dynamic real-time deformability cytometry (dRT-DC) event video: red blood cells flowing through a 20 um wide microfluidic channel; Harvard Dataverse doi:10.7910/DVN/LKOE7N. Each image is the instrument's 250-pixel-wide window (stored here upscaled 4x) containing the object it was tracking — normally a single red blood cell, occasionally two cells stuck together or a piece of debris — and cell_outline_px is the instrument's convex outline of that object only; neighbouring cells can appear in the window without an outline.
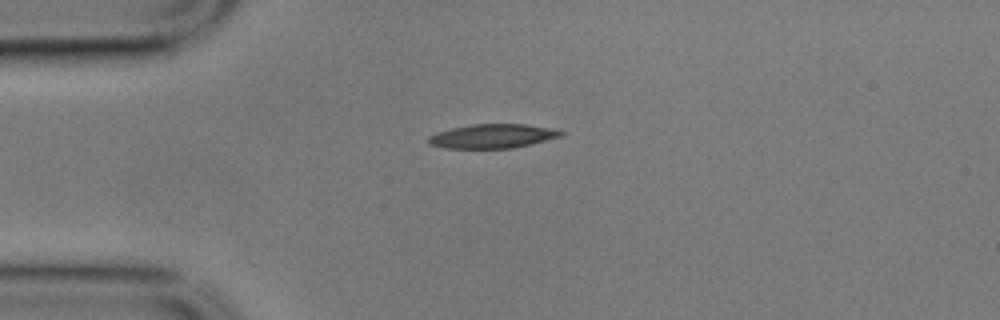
{"species": "common noctule bat (a hibernating species)", "species_latin": "Nyctalus noctula", "temperature_condition": "cold", "stored_images_in_passage": 45, "camera_frame_rate_fps": 3000, "um_per_image_px": 0.085, "animal": {"sex": "male", "body_mass_g": 17.9}, "frame": {"image": 1, "passage_image": 1, "time_ms": 0.0, "image_size_px": [1000, 320], "cell_outline_px": [[564, 136], [512, 148], [444, 148], [428, 144], [424, 140], [428, 136], [436, 132], [452, 128], [472, 124], [528, 124], [556, 128], [564, 132]], "centroid_in_image_um": [41.86, 11.56], "position_along_channel_um": 43.1, "area_um2": 18.9}}
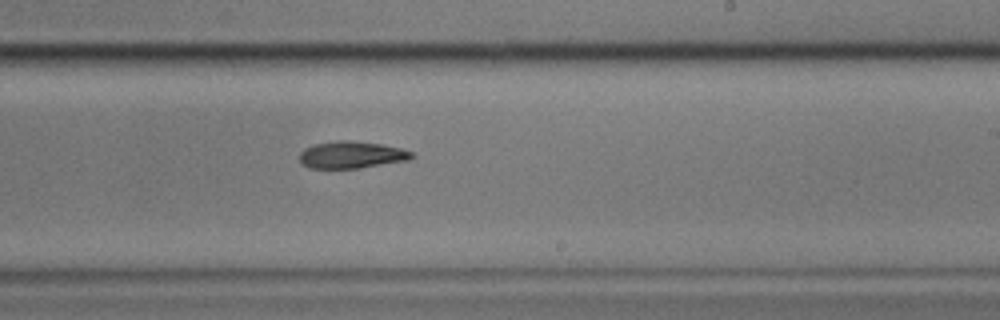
{"frame": {"image": 2, "passage_image": 21, "time_ms": 6.667, "image_size_px": [1000, 320], "cell_outline_px": [[416, 156], [408, 160], [360, 168], [308, 168], [300, 160], [300, 152], [304, 148], [312, 144], [336, 140], [352, 140], [384, 144], [400, 148], [412, 152]], "centroid_in_image_um": [29.88, 13.14], "position_along_channel_um": 259.1, "area_um2": 17.86}}
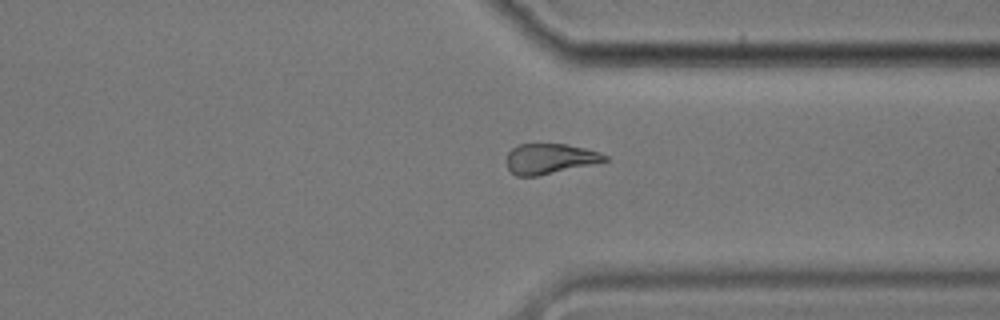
{"frame": {"image": 3, "passage_image": 30, "time_ms": 9.667, "image_size_px": [1000, 320], "cell_outline_px": [[608, 160], [592, 164], [536, 176], [516, 176], [508, 168], [508, 152], [512, 148], [520, 144], [568, 144], [600, 152], [608, 156]], "centroid_in_image_um": [46.75, 13.48], "position_along_channel_um": 364.7, "area_um2": 17.05}}